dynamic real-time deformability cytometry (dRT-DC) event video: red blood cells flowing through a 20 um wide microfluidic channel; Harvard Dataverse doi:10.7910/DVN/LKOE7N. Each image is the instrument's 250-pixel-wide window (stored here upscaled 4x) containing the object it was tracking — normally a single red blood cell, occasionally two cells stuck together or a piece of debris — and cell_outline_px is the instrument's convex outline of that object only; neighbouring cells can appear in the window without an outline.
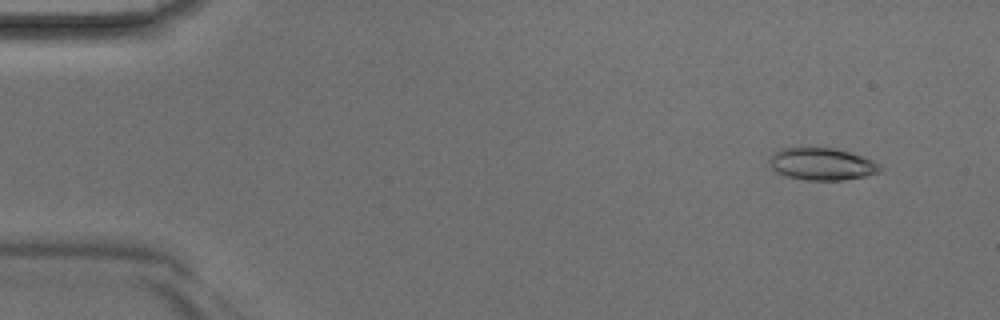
{"species": "Egyptian fruit bat (a non-hibernating species)", "species_latin": "Rousettus aegyptiacus", "temperature_condition": "room temperature", "stored_images_in_passage": 43, "camera_frame_rate_fps": 3000, "um_per_image_px": 0.085, "animal": {"sex": "male"}, "frame": {"image": 1, "passage_image": 3, "time_ms": 0.667, "image_size_px": [1000, 320], "cell_outline_px": [[880, 172], [864, 176], [844, 180], [804, 180], [788, 176], [776, 172], [768, 164], [768, 160], [772, 152], [780, 148], [808, 144], [836, 148], [872, 160], [880, 164]], "centroid_in_image_um": [69.76, 13.89], "position_along_channel_um": 15.2, "area_um2": 21.56}}
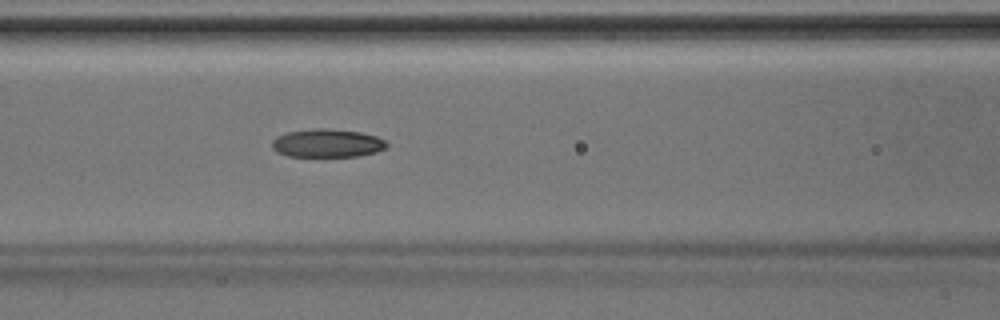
{"frame": {"image": 2, "passage_image": 18, "time_ms": 5.667, "image_size_px": [1000, 320], "cell_outline_px": [[388, 144], [384, 148], [376, 152], [360, 156], [288, 156], [276, 152], [272, 148], [272, 140], [276, 136], [288, 132], [316, 128], [324, 128], [360, 132], [376, 136], [384, 140]], "centroid_in_image_um": [27.79, 12.17], "position_along_channel_um": 138.8, "area_um2": 18.84}}
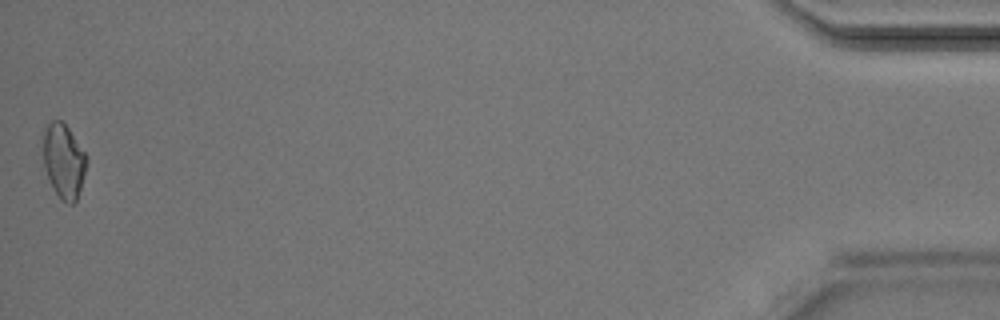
{"frame": {"image": 3, "passage_image": 43, "time_ms": 14.0, "image_size_px": [1000, 320], "cell_outline_px": [[88, 160], [80, 188], [76, 200], [72, 204], [68, 204], [60, 200], [52, 188], [44, 168], [44, 128], [52, 120], [60, 120], [68, 128], [88, 156]], "centroid_in_image_um": [5.42, 13.71], "position_along_channel_um": 429.8, "area_um2": 18.79}}